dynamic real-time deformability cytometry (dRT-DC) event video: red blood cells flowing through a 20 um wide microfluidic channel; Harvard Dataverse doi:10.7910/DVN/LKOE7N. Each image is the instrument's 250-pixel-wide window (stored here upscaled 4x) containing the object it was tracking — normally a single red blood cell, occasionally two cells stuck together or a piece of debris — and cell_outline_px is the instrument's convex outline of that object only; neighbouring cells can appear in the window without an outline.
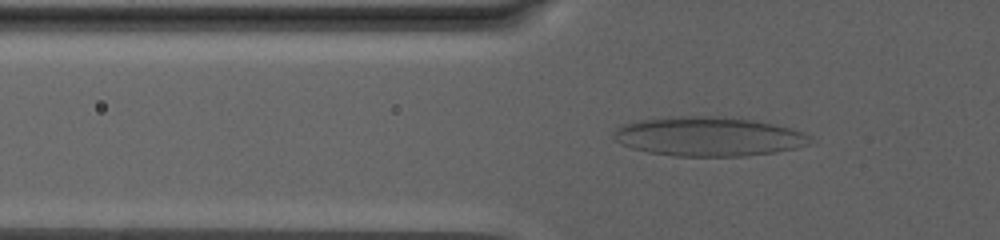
{"species": "human", "species_latin": "Homo sapiens", "temperature_condition": "warm", "stored_images_in_passage": 61, "camera_frame_rate_fps": 3000, "um_per_image_px": 0.085, "donor": {"sex": "male"}, "frame": {"image": 1, "passage_image": 7, "time_ms": 2.0, "image_size_px": [1000, 240], "cell_outline_px": [[812, 136], [808, 144], [796, 148], [776, 152], [744, 156], [672, 156], [648, 152], [632, 148], [616, 140], [612, 136], [616, 128], [624, 124], [640, 120], [668, 116], [740, 116], [788, 128]], "centroid_in_image_um": [60.22, 11.59], "position_along_channel_um": 65.6, "area_um2": 45.2}}
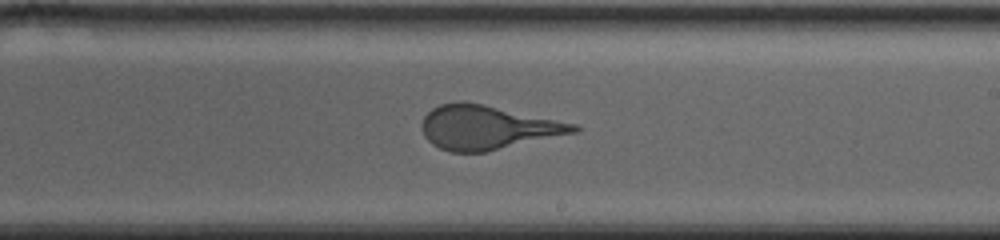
{"frame": {"image": 2, "passage_image": 30, "time_ms": 9.667, "image_size_px": [1000, 240], "cell_outline_px": [[580, 128], [576, 132], [488, 152], [452, 152], [440, 148], [432, 144], [424, 136], [420, 124], [424, 116], [432, 108], [440, 104], [460, 100], [464, 100], [484, 104], [576, 124]], "centroid_in_image_um": [41.38, 10.83], "position_along_channel_um": 247.6, "area_um2": 39.02}}
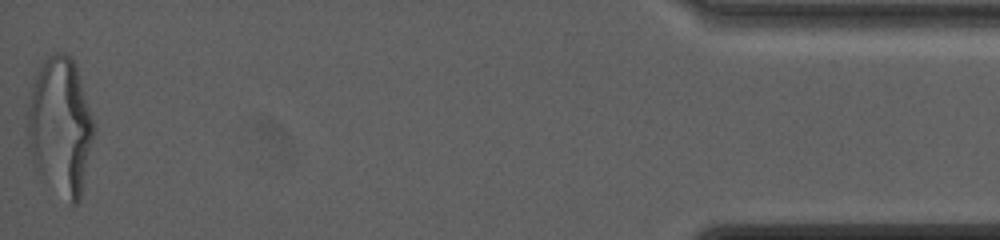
{"frame": {"image": 3, "passage_image": 61, "time_ms": 20.0, "image_size_px": [1000, 240], "cell_outline_px": [[92, 140], [80, 200], [76, 204], [72, 204], [36, 172], [32, 160], [28, 144], [24, 112], [36, 72], [44, 60], [48, 56], [56, 52], [64, 52], [72, 56], [76, 68], [92, 120]], "centroid_in_image_um": [5.04, 10.71], "position_along_channel_um": 430.2, "area_um2": 52.89}}